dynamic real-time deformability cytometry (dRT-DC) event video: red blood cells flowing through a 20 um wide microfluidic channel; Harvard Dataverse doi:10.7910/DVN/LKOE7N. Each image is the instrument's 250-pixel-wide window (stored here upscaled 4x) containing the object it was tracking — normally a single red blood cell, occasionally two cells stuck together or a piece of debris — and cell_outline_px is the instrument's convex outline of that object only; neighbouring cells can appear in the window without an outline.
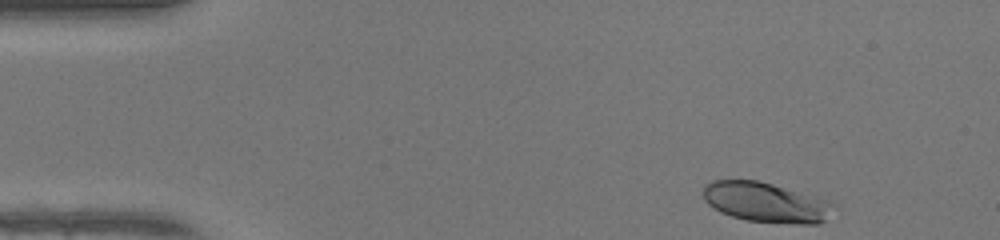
{"species": "human", "species_latin": "Homo sapiens", "temperature_condition": "warm", "stored_images_in_passage": 44, "camera_frame_rate_fps": 3000, "um_per_image_px": 0.085, "donor": {"sex": "female"}, "frame": {"image": 1, "passage_image": 1, "time_ms": 0.0, "image_size_px": [1000, 240], "cell_outline_px": [[836, 204], [824, 220], [816, 224], [796, 224], [748, 220], [732, 216], [720, 212], [708, 204], [704, 200], [704, 184], [712, 180], [756, 180], [772, 184], [816, 196], [828, 200]], "centroid_in_image_um": [65.09, 17.19], "position_along_channel_um": 19.9, "area_um2": 30.17}}
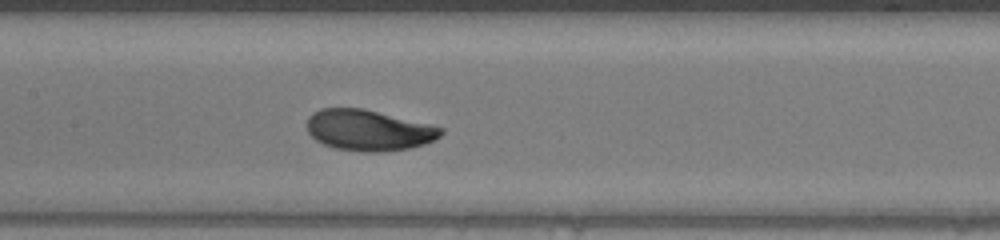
{"frame": {"image": 2, "passage_image": 19, "time_ms": 6.0, "image_size_px": [1000, 240], "cell_outline_px": [[444, 132], [440, 136], [424, 144], [408, 148], [380, 152], [360, 152], [336, 148], [324, 144], [316, 140], [308, 132], [308, 116], [312, 112], [320, 108], [364, 108], [444, 128]], "centroid_in_image_um": [31.31, 11.06], "position_along_channel_um": 176.1, "area_um2": 31.79}}
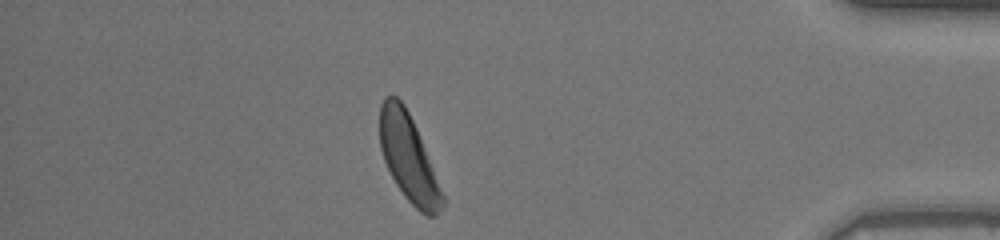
{"frame": {"image": 3, "passage_image": 38, "time_ms": 12.333, "image_size_px": [1000, 240], "cell_outline_px": [[444, 208], [436, 216], [428, 216], [420, 212], [404, 196], [396, 184], [384, 160], [380, 148], [380, 104], [384, 96], [396, 96], [404, 104], [416, 128], [444, 196]], "centroid_in_image_um": [34.71, 13.44], "position_along_channel_um": 400.5, "area_um2": 31.21}, "authors_computed_cell_mechanics": {"area_um2": 31.3276, "velocity_mm_per_s": 4.2195, "shape_relaxation_time_tau1_ms": 5.2602, "shape_relaxation_time_tau2_ms": null, "deformation_change_tau1": 0.223, "deformation_change_tau2": null}}